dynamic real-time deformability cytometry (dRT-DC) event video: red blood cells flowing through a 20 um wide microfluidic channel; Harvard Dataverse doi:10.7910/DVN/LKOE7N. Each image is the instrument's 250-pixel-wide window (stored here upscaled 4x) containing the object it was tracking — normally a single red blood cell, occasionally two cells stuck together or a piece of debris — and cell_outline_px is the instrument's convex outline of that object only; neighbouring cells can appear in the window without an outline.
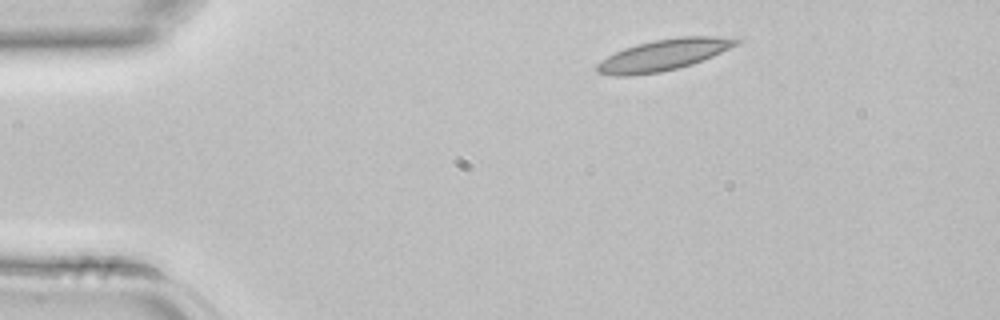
{"species": "common noctule bat (a hibernating species)", "species_latin": "Nyctalus noctula", "temperature_condition": "room temperature", "stored_images_in_passage": 3, "camera_frame_rate_fps": 3000, "um_per_image_px": 0.085, "animal": {"sex": "female", "body_mass_g": 22.7, "forearm_length_mm": 54.2}, "frame": {"image": 1, "passage_image": 1, "time_ms": 0.0, "image_size_px": [1000, 320], "cell_outline_px": [[744, 40], [740, 44], [712, 56], [692, 64], [660, 72], [632, 76], [612, 76], [596, 72], [596, 64], [600, 60], [624, 48], [636, 44], [656, 40], [680, 36], [716, 36]], "centroid_in_image_um": [56.39, 4.67], "position_along_channel_um": 28.6, "area_um2": 25.37}}
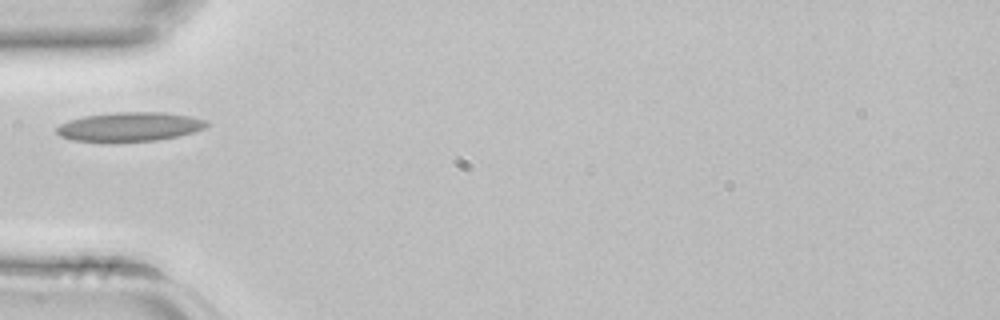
{"frame": {"image": 2, "passage_image": 3, "time_ms": 0.667, "image_size_px": [1000, 320], "cell_outline_px": [[208, 124], [204, 128], [196, 132], [180, 136], [156, 140], [108, 144], [72, 140], [60, 136], [56, 132], [56, 128], [60, 124], [68, 120], [84, 116], [116, 112], [164, 112], [192, 116], [208, 120]], "centroid_in_image_um": [11.01, 10.8], "position_along_channel_um": 74.0, "area_um2": 26.36}}